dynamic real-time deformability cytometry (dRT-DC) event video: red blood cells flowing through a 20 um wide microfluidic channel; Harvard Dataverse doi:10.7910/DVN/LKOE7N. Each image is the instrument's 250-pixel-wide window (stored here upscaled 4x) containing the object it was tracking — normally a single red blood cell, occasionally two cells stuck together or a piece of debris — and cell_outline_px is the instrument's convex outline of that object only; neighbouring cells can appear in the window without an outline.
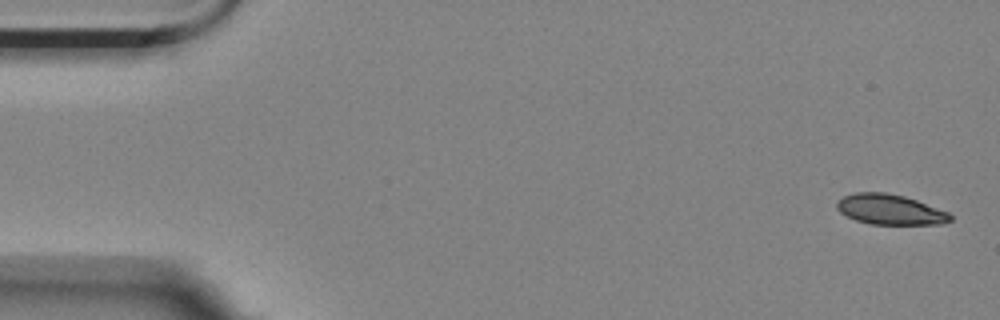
{"species": "Egyptian fruit bat (a non-hibernating species)", "species_latin": "Rousettus aegyptiacus", "temperature_condition": "room temperature", "stored_images_in_passage": 2, "camera_frame_rate_fps": 3000, "um_per_image_px": 0.085, "animal": {"sex": "female"}, "frame": {"image": 1, "passage_image": 1, "time_ms": 0.0, "image_size_px": [1000, 320], "cell_outline_px": [[952, 220], [940, 224], [868, 224], [856, 220], [840, 212], [836, 208], [836, 204], [844, 196], [856, 192], [884, 192], [904, 196], [916, 200], [948, 212], [952, 216]], "centroid_in_image_um": [75.65, 17.81], "position_along_channel_um": 9.4, "area_um2": 19.83}}